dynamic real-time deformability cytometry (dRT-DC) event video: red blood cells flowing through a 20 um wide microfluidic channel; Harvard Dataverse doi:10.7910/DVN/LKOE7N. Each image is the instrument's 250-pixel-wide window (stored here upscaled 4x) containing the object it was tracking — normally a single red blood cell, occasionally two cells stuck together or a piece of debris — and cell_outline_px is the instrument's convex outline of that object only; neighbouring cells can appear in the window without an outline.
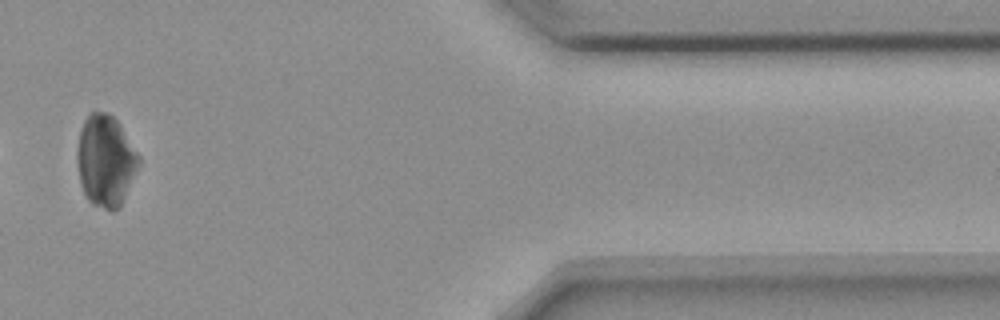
{"species": "common noctule bat (a hibernating species)", "species_latin": "Nyctalus noctula", "temperature_condition": "room temperature", "stored_images_in_passage": 12, "camera_frame_rate_fps": 3000, "um_per_image_px": 0.085, "animal": {"sex": "female", "body_mass_g": 18.4}, "frame": {"image": 1, "passage_image": 10, "time_ms": 11.333, "image_size_px": [1000, 320], "cell_outline_px": [[140, 164], [124, 200], [120, 208], [112, 212], [92, 204], [88, 200], [80, 184], [76, 164], [76, 148], [80, 128], [84, 120], [92, 112], [108, 112], [120, 124], [140, 156]], "centroid_in_image_um": [8.96, 13.68], "position_along_channel_um": 402.4, "area_um2": 33.41}, "authors_computed_cell_mechanics": {"area_um2": 21.7906, "velocity_mm_per_s": 3.6519, "shape_relaxation_time_tau1_ms": 2.2907, "shape_relaxation_time_tau2_ms": null, "deformation_change_tau1": 0.0666, "deformation_change_tau2": null}}